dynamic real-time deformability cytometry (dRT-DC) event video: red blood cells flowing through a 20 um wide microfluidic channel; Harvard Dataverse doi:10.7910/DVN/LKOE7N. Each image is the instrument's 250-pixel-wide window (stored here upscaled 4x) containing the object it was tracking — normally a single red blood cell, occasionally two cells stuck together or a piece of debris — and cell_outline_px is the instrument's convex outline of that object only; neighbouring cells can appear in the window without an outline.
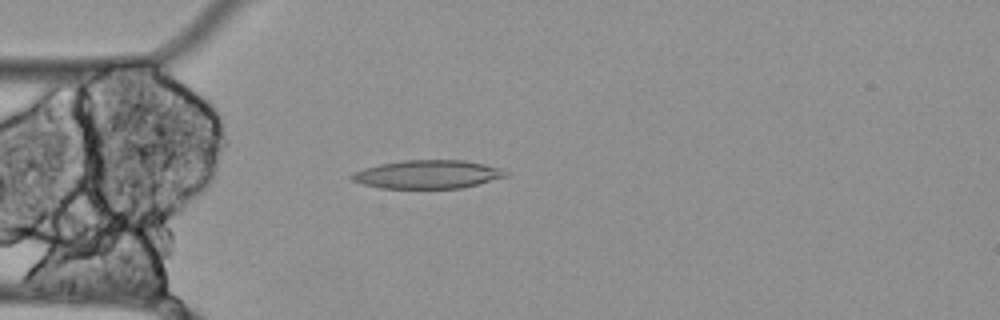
{"species": "Egyptian fruit bat (a non-hibernating species)", "species_latin": "Rousettus aegyptiacus", "temperature_condition": "cold", "stored_images_in_passage": 55, "camera_frame_rate_fps": 3000, "um_per_image_px": 0.085, "animal": {"sex": "female"}, "frame": {"image": 1, "passage_image": 14, "time_ms": 4.333, "image_size_px": [1000, 320], "cell_outline_px": [[508, 176], [460, 188], [380, 188], [364, 184], [352, 180], [348, 176], [352, 172], [364, 168], [380, 164], [404, 160], [464, 160], [504, 168], [508, 172]], "centroid_in_image_um": [36.35, 14.81], "position_along_channel_um": 48.7, "area_um2": 25.49}}
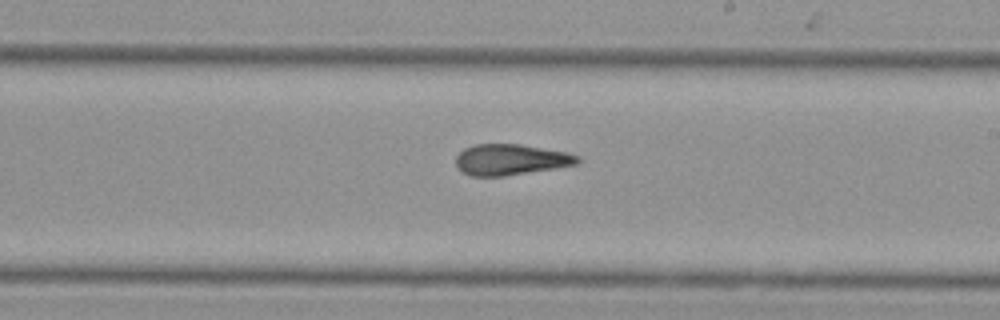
{"frame": {"image": 2, "passage_image": 31, "time_ms": 10.0, "image_size_px": [1000, 320], "cell_outline_px": [[580, 164], [556, 168], [504, 176], [472, 176], [460, 172], [456, 168], [456, 156], [464, 148], [476, 144], [520, 144], [568, 152], [580, 156]], "centroid_in_image_um": [43.42, 13.57], "position_along_channel_um": 245.6, "area_um2": 22.2}}
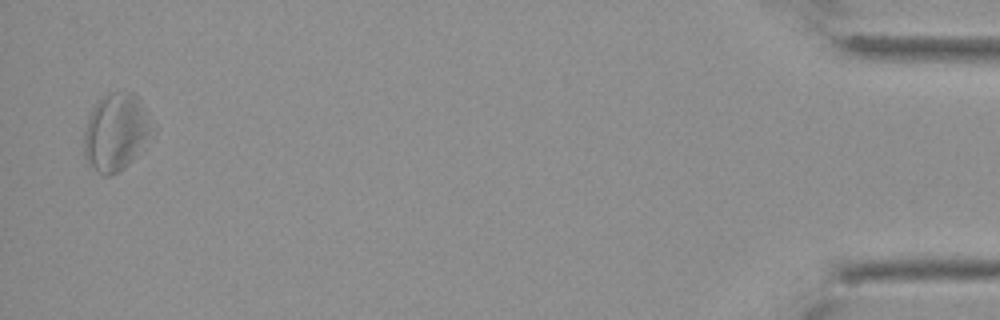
{"frame": {"image": 3, "passage_image": 54, "time_ms": 17.667, "image_size_px": [1000, 320], "cell_outline_px": [[156, 128], [132, 160], [128, 164], [112, 176], [104, 176], [96, 172], [88, 164], [84, 156], [84, 132], [92, 108], [100, 96], [124, 88], [132, 92], [140, 100]], "centroid_in_image_um": [9.85, 11.19], "position_along_channel_um": 425.3, "area_um2": 31.15}, "authors_computed_cell_mechanics": {"area_um2": 25.2008, "velocity_mm_per_s": 3.4731, "shape_relaxation_time_tau1_ms": null, "shape_relaxation_time_tau2_ms": 2.4911, "deformation_change_tau1": null, "deformation_change_tau2": 0.1101}}